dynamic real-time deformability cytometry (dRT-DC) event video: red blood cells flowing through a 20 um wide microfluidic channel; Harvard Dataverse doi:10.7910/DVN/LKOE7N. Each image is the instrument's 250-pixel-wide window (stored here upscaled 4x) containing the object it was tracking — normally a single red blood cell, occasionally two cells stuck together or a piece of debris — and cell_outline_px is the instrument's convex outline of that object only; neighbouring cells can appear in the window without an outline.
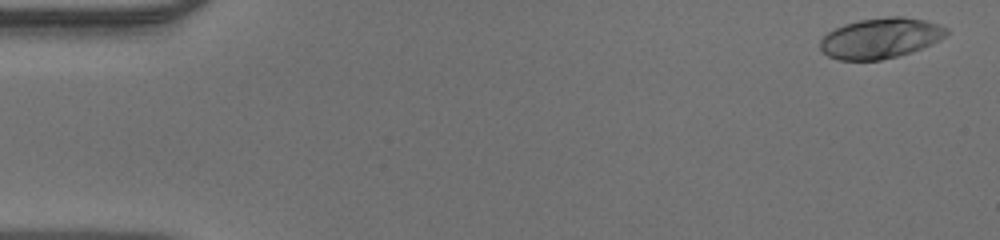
{"species": "human", "species_latin": "Homo sapiens", "temperature_condition": "warm", "stored_images_in_passage": 49, "camera_frame_rate_fps": 3000, "um_per_image_px": 0.085, "donor": {"sex": "male"}, "frame": {"image": 1, "passage_image": 2, "time_ms": 0.333, "image_size_px": [1000, 240], "cell_outline_px": [[948, 32], [944, 36], [912, 52], [880, 60], [840, 60], [828, 56], [820, 48], [820, 40], [828, 32], [844, 24], [860, 20], [888, 16], [904, 16], [924, 20], [940, 24], [948, 28]], "centroid_in_image_um": [74.82, 3.23], "position_along_channel_um": 10.2, "area_um2": 29.48}}
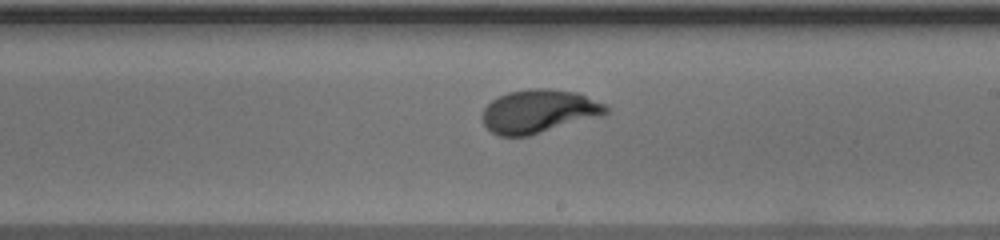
{"frame": {"image": 2, "passage_image": 29, "time_ms": 9.333, "image_size_px": [1000, 240], "cell_outline_px": [[608, 112], [604, 116], [528, 136], [500, 136], [492, 132], [484, 124], [480, 116], [484, 108], [492, 100], [508, 92], [532, 88], [548, 88], [576, 92], [604, 104], [608, 108]], "centroid_in_image_um": [45.8, 9.47], "position_along_channel_um": 243.2, "area_um2": 31.39}}
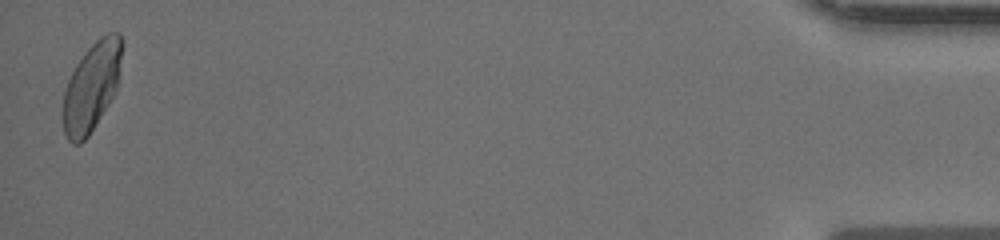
{"frame": {"image": 3, "passage_image": 49, "time_ms": 16.0, "image_size_px": [1000, 240], "cell_outline_px": [[120, 56], [116, 88], [108, 104], [88, 136], [80, 144], [72, 144], [68, 140], [64, 132], [60, 112], [64, 92], [68, 80], [76, 64], [84, 52], [100, 36], [108, 32], [120, 32]], "centroid_in_image_um": [7.71, 7.42], "position_along_channel_um": 427.5, "area_um2": 30.17}}